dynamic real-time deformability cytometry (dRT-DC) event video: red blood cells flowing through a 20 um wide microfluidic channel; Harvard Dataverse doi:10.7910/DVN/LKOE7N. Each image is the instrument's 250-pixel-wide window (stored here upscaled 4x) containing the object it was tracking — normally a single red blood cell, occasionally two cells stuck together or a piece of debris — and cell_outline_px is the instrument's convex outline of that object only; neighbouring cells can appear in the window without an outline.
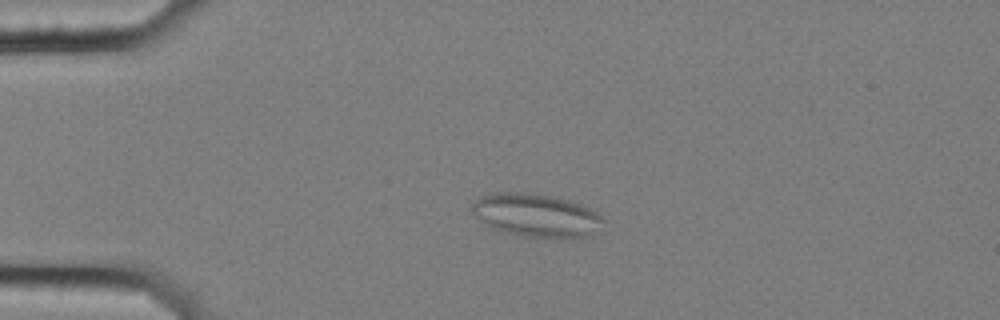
{"species": "common noctule bat (a hibernating species)", "species_latin": "Nyctalus noctula", "temperature_condition": "cold", "stored_images_in_passage": 45, "segment_of_instrument_passage": [1, 2], "camera_frame_rate_fps": 3000, "um_per_image_px": 0.085, "animal": {"sex": "female", "body_mass_g": 25.1}, "frame": {"image": 1, "passage_image": 1, "time_ms": 0.0, "image_size_px": [1000, 320], "cell_outline_px": [[608, 220], [604, 232], [592, 236], [560, 240], [552, 240], [524, 236], [492, 228], [484, 224], [468, 208], [480, 196], [496, 192], [536, 192], [560, 196], [580, 204], [596, 212]], "centroid_in_image_um": [45.72, 18.33], "position_along_channel_um": 39.3, "area_um2": 34.8}}